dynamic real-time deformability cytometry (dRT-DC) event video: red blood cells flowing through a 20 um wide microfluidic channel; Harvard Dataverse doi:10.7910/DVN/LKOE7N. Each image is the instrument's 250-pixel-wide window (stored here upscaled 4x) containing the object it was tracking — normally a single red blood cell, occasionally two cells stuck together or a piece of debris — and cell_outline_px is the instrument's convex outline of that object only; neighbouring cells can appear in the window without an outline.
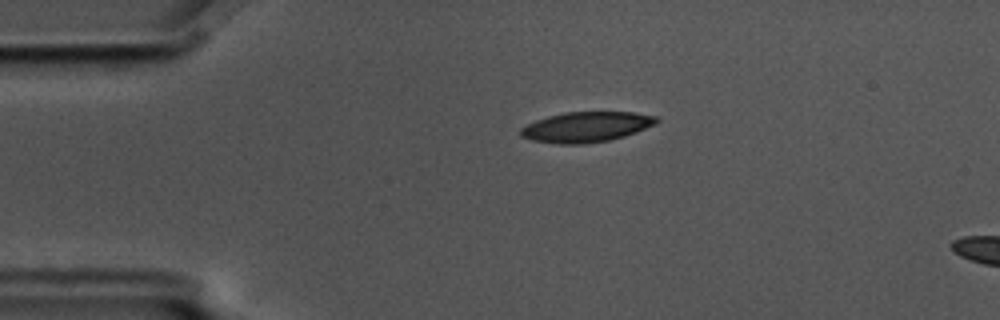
{"species": "common noctule bat (a hibernating species)", "species_latin": "Nyctalus noctula", "temperature_condition": "cold", "stored_images_in_passage": 5, "camera_frame_rate_fps": 3000, "um_per_image_px": 0.085, "animal": {"sex": "male", "body_mass_g": 17.5, "forearm_length_mm": 52.3}, "frame": {"image": 1, "passage_image": 4, "time_ms": 1.0, "image_size_px": [1000, 320], "cell_outline_px": [[660, 120], [656, 124], [636, 132], [624, 136], [608, 140], [584, 144], [560, 144], [532, 140], [520, 136], [520, 128], [536, 120], [548, 116], [564, 112], [632, 112], [656, 116]], "centroid_in_image_um": [49.83, 10.79], "position_along_channel_um": 35.2, "area_um2": 23.93}}